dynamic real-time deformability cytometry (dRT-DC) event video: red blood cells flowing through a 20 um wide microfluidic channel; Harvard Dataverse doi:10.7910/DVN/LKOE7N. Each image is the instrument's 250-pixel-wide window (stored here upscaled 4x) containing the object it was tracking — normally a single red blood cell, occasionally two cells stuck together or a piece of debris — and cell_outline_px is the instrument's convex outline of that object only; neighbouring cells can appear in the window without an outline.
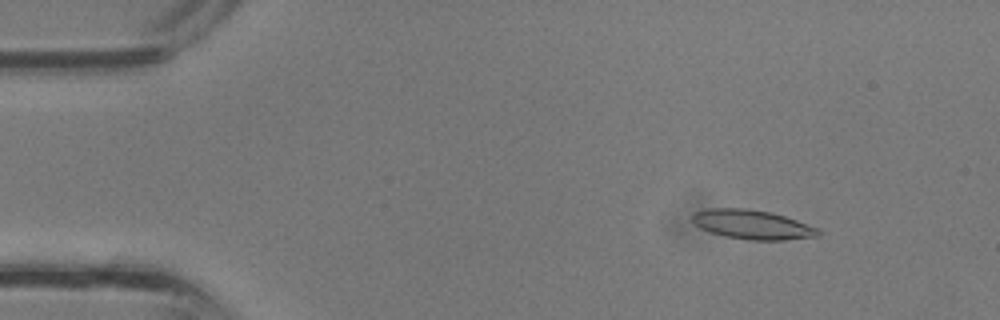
{"species": "common noctule bat (a hibernating species)", "species_latin": "Nyctalus noctula", "temperature_condition": "room temperature", "stored_images_in_passage": 37, "camera_frame_rate_fps": 3000, "um_per_image_px": 0.085, "animal": {"sex": "male", "body_mass_g": 13.3}, "frame": {"image": 1, "passage_image": 5, "time_ms": 1.333, "image_size_px": [1000, 320], "cell_outline_px": [[820, 236], [784, 240], [748, 240], [724, 236], [700, 228], [692, 224], [688, 216], [692, 212], [708, 208], [744, 208], [772, 212], [820, 228]], "centroid_in_image_um": [63.89, 19.08], "position_along_channel_um": 21.1, "area_um2": 21.91}}
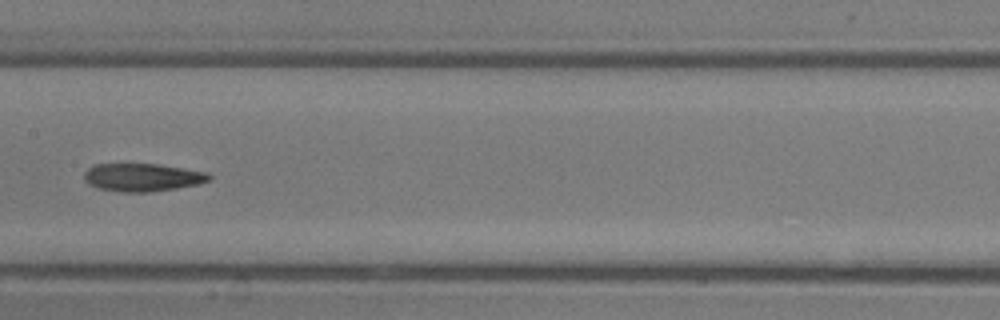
{"frame": {"image": 2, "passage_image": 19, "time_ms": 6.0, "image_size_px": [1000, 320], "cell_outline_px": [[212, 176], [208, 180], [200, 184], [176, 188], [148, 192], [124, 192], [100, 188], [88, 184], [84, 180], [84, 172], [88, 168], [96, 164], [156, 164], [184, 168], [208, 172]], "centroid_in_image_um": [12.12, 15.07], "position_along_channel_um": 195.3, "area_um2": 20.29}}
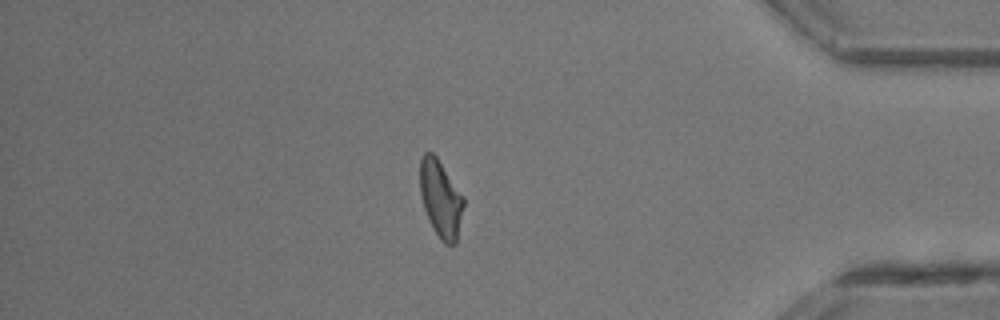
{"frame": {"image": 3, "passage_image": 32, "time_ms": 10.333, "image_size_px": [1000, 320], "cell_outline_px": [[464, 204], [456, 244], [444, 244], [440, 240], [432, 228], [428, 220], [424, 208], [420, 192], [420, 160], [424, 152], [432, 152], [436, 156], [464, 196]], "centroid_in_image_um": [37.45, 16.91], "position_along_channel_um": 397.7, "area_um2": 19.71}}